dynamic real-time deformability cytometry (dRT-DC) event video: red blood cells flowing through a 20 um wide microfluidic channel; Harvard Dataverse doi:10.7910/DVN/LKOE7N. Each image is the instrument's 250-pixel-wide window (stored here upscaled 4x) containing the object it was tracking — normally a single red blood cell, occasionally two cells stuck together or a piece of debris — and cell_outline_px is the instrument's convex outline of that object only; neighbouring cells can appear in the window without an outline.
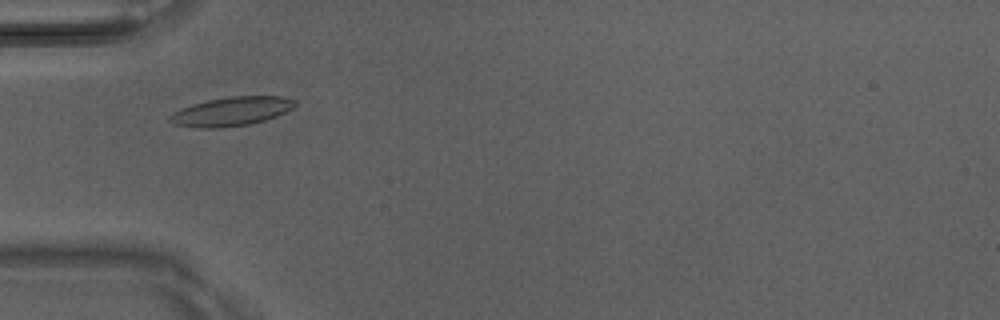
{"species": "Egyptian fruit bat (a non-hibernating species)", "species_latin": "Rousettus aegyptiacus", "temperature_condition": "room temperature", "stored_images_in_passage": 5, "camera_frame_rate_fps": 3000, "um_per_image_px": 0.085, "animal": {"sex": "male"}, "frame": {"image": 1, "passage_image": 3, "time_ms": 0.667, "image_size_px": [1000, 320], "cell_outline_px": [[296, 104], [292, 108], [276, 116], [264, 120], [248, 124], [220, 128], [200, 128], [172, 124], [168, 120], [168, 116], [172, 112], [180, 108], [208, 100], [232, 96], [280, 96], [296, 100]], "centroid_in_image_um": [19.62, 9.47], "position_along_channel_um": 65.4, "area_um2": 21.04}}